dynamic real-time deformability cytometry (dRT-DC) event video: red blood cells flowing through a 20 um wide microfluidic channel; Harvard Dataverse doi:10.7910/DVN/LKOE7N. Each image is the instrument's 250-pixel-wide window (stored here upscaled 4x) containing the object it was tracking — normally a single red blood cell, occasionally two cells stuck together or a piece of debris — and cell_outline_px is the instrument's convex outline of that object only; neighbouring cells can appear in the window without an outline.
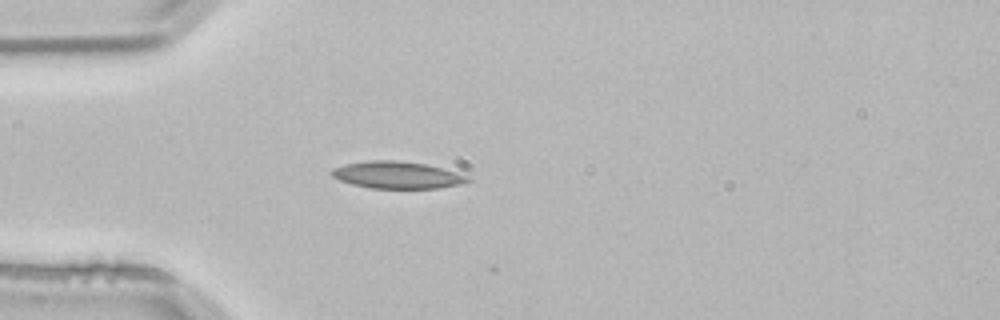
{"species": "common noctule bat (a hibernating species)", "species_latin": "Nyctalus noctula", "temperature_condition": "room temperature", "stored_images_in_passage": 2, "camera_frame_rate_fps": 3000, "um_per_image_px": 0.085, "animal": {"sex": "male", "body_mass_g": 21.5, "forearm_length_mm": 52.0}, "frame": {"image": 1, "passage_image": 2, "time_ms": 0.333, "image_size_px": [1000, 320], "cell_outline_px": [[472, 180], [460, 184], [440, 188], [368, 188], [352, 184], [340, 180], [332, 176], [328, 172], [332, 168], [344, 164], [368, 160], [396, 160], [424, 164], [440, 168], [468, 176]], "centroid_in_image_um": [33.69, 14.87], "position_along_channel_um": 51.3, "area_um2": 21.39}}